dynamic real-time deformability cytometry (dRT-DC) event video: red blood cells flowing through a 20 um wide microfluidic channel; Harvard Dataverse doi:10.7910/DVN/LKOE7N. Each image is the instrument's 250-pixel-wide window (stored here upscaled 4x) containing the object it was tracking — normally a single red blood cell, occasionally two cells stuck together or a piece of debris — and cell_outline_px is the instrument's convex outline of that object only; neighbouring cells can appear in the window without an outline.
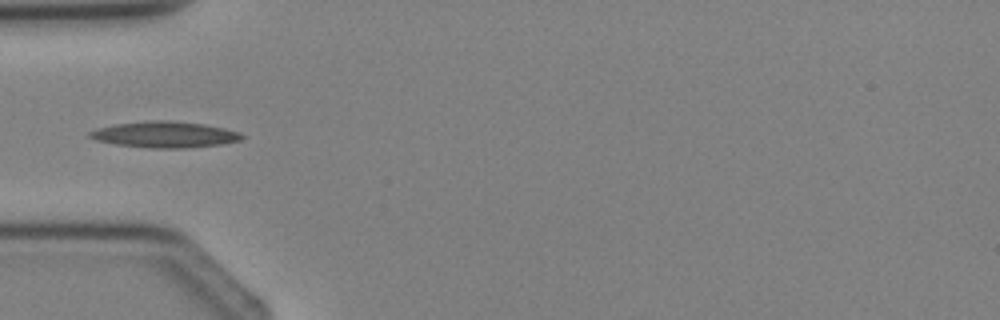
{"species": "Egyptian fruit bat (a non-hibernating species)", "species_latin": "Rousettus aegyptiacus", "temperature_condition": "cold", "stored_images_in_passage": 4, "camera_frame_rate_fps": 3000, "um_per_image_px": 0.085, "animal": {"sex": "female"}, "frame": {"image": 1, "passage_image": 4, "time_ms": 3.667, "image_size_px": [1000, 320], "cell_outline_px": [[244, 136], [240, 140], [224, 144], [184, 148], [152, 148], [116, 144], [96, 140], [88, 136], [88, 132], [96, 128], [116, 124], [148, 120], [168, 120], [204, 124], [224, 128], [240, 132]], "centroid_in_image_um": [14.01, 11.43], "position_along_channel_um": 71.0, "area_um2": 23.18}}